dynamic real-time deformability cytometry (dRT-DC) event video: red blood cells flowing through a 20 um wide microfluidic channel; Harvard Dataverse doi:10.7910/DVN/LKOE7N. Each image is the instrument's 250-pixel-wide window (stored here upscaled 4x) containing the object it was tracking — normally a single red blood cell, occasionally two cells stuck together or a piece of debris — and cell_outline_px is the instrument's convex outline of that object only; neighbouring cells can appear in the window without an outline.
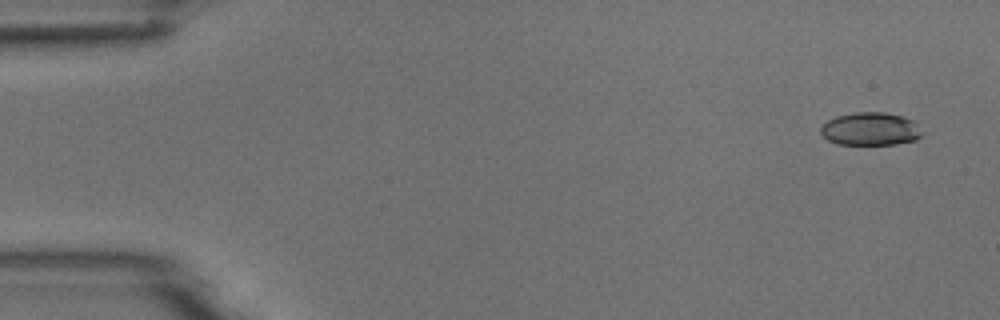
{"species": "common noctule bat (a hibernating species)", "species_latin": "Nyctalus noctula", "temperature_condition": "room temperature", "stored_images_in_passage": 4, "camera_frame_rate_fps": 3000, "um_per_image_px": 0.085, "animal": {"sex": "male", "body_mass_g": 18.8}, "frame": {"image": 1, "passage_image": 1, "time_ms": 0.0, "image_size_px": [1000, 320], "cell_outline_px": [[924, 136], [916, 140], [896, 144], [836, 144], [828, 140], [820, 132], [820, 128], [828, 120], [836, 116], [856, 112], [884, 112], [900, 116], [912, 120], [924, 132]], "centroid_in_image_um": [74.01, 10.97], "position_along_channel_um": 11.0, "area_um2": 19.54}}
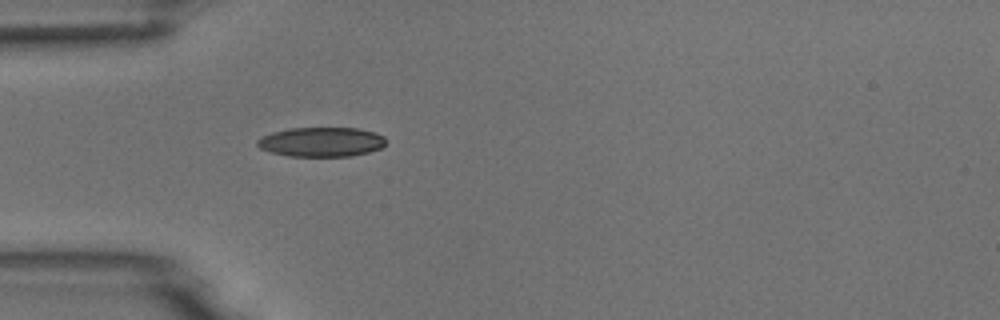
{"frame": {"image": 2, "passage_image": 4, "time_ms": 4.333, "image_size_px": [1000, 320], "cell_outline_px": [[388, 140], [380, 148], [368, 152], [352, 156], [288, 156], [272, 152], [260, 148], [256, 144], [256, 140], [260, 136], [272, 132], [288, 128], [356, 128], [376, 132], [384, 136]], "centroid_in_image_um": [27.31, 12.05], "position_along_channel_um": 57.7, "area_um2": 22.25}}